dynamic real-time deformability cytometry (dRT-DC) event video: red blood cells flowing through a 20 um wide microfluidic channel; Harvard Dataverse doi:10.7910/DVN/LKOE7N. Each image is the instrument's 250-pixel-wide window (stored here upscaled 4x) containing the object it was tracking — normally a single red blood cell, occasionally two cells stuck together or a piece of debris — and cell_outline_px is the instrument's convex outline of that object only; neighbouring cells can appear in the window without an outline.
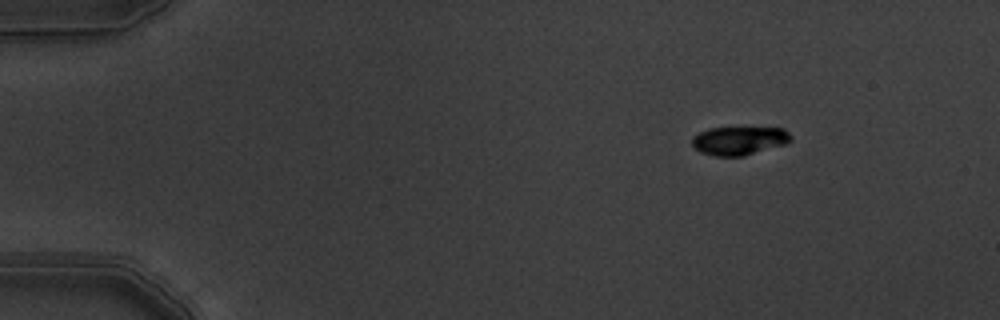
{"species": "common noctule bat (a hibernating species)", "species_latin": "Nyctalus noctula", "temperature_condition": "warm", "stored_images_in_passage": 6, "segment_of_instrument_passage": [1, 2], "camera_frame_rate_fps": 3000, "um_per_image_px": 0.085, "animal": {"sex": "male", "body_mass_g": 19.5, "forearm_length_mm": 54.6}, "frame": {"image": 1, "passage_image": 2, "time_ms": 0.333, "image_size_px": [1000, 320], "cell_outline_px": [[792, 140], [784, 144], [744, 156], [716, 156], [700, 152], [692, 144], [692, 136], [708, 128], [784, 128], [792, 136]], "centroid_in_image_um": [62.82, 11.95], "position_along_channel_um": 22.2, "area_um2": 16.3}}
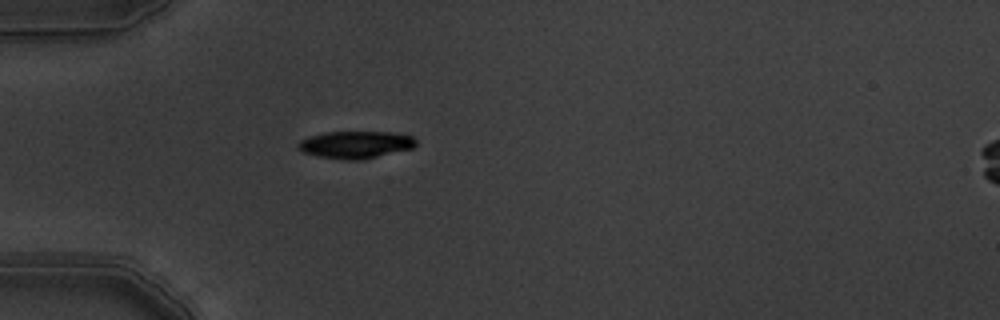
{"frame": {"image": 2, "passage_image": 5, "time_ms": 1.333, "image_size_px": [1000, 320], "cell_outline_px": [[416, 144], [412, 148], [360, 160], [344, 160], [320, 156], [304, 152], [296, 148], [296, 144], [300, 140], [308, 136], [324, 132], [392, 132], [412, 136], [416, 140]], "centroid_in_image_um": [30.18, 12.28], "position_along_channel_um": 54.8, "area_um2": 18.67}}